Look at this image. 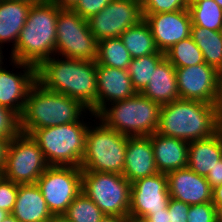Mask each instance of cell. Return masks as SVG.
Listing matches in <instances>:
<instances>
[{
	"mask_svg": "<svg viewBox=\"0 0 222 222\" xmlns=\"http://www.w3.org/2000/svg\"><path fill=\"white\" fill-rule=\"evenodd\" d=\"M55 56L37 67V82L49 91L82 102L91 110L97 104L96 61Z\"/></svg>",
	"mask_w": 222,
	"mask_h": 222,
	"instance_id": "cell-1",
	"label": "cell"
},
{
	"mask_svg": "<svg viewBox=\"0 0 222 222\" xmlns=\"http://www.w3.org/2000/svg\"><path fill=\"white\" fill-rule=\"evenodd\" d=\"M206 180L212 189L222 184V159H220L217 165L209 171Z\"/></svg>",
	"mask_w": 222,
	"mask_h": 222,
	"instance_id": "cell-38",
	"label": "cell"
},
{
	"mask_svg": "<svg viewBox=\"0 0 222 222\" xmlns=\"http://www.w3.org/2000/svg\"><path fill=\"white\" fill-rule=\"evenodd\" d=\"M50 222H71V221H68L64 216H54Z\"/></svg>",
	"mask_w": 222,
	"mask_h": 222,
	"instance_id": "cell-47",
	"label": "cell"
},
{
	"mask_svg": "<svg viewBox=\"0 0 222 222\" xmlns=\"http://www.w3.org/2000/svg\"><path fill=\"white\" fill-rule=\"evenodd\" d=\"M2 222H20L17 218H15L12 213H9Z\"/></svg>",
	"mask_w": 222,
	"mask_h": 222,
	"instance_id": "cell-46",
	"label": "cell"
},
{
	"mask_svg": "<svg viewBox=\"0 0 222 222\" xmlns=\"http://www.w3.org/2000/svg\"><path fill=\"white\" fill-rule=\"evenodd\" d=\"M120 38L132 59L160 52L155 44L147 22L142 19L138 24L128 28Z\"/></svg>",
	"mask_w": 222,
	"mask_h": 222,
	"instance_id": "cell-26",
	"label": "cell"
},
{
	"mask_svg": "<svg viewBox=\"0 0 222 222\" xmlns=\"http://www.w3.org/2000/svg\"><path fill=\"white\" fill-rule=\"evenodd\" d=\"M51 3H54L60 9H72L78 0H48Z\"/></svg>",
	"mask_w": 222,
	"mask_h": 222,
	"instance_id": "cell-42",
	"label": "cell"
},
{
	"mask_svg": "<svg viewBox=\"0 0 222 222\" xmlns=\"http://www.w3.org/2000/svg\"><path fill=\"white\" fill-rule=\"evenodd\" d=\"M131 60L120 37L98 41L96 64L127 70Z\"/></svg>",
	"mask_w": 222,
	"mask_h": 222,
	"instance_id": "cell-28",
	"label": "cell"
},
{
	"mask_svg": "<svg viewBox=\"0 0 222 222\" xmlns=\"http://www.w3.org/2000/svg\"><path fill=\"white\" fill-rule=\"evenodd\" d=\"M222 159V135L218 131L209 138L188 143V165L193 172L206 177Z\"/></svg>",
	"mask_w": 222,
	"mask_h": 222,
	"instance_id": "cell-22",
	"label": "cell"
},
{
	"mask_svg": "<svg viewBox=\"0 0 222 222\" xmlns=\"http://www.w3.org/2000/svg\"><path fill=\"white\" fill-rule=\"evenodd\" d=\"M98 41L87 20L72 9H60L56 22V56L96 61Z\"/></svg>",
	"mask_w": 222,
	"mask_h": 222,
	"instance_id": "cell-9",
	"label": "cell"
},
{
	"mask_svg": "<svg viewBox=\"0 0 222 222\" xmlns=\"http://www.w3.org/2000/svg\"><path fill=\"white\" fill-rule=\"evenodd\" d=\"M167 208L169 222H187L190 205L170 198Z\"/></svg>",
	"mask_w": 222,
	"mask_h": 222,
	"instance_id": "cell-37",
	"label": "cell"
},
{
	"mask_svg": "<svg viewBox=\"0 0 222 222\" xmlns=\"http://www.w3.org/2000/svg\"><path fill=\"white\" fill-rule=\"evenodd\" d=\"M170 198L165 173L138 179L131 183L128 216L149 218L154 212L167 209Z\"/></svg>",
	"mask_w": 222,
	"mask_h": 222,
	"instance_id": "cell-14",
	"label": "cell"
},
{
	"mask_svg": "<svg viewBox=\"0 0 222 222\" xmlns=\"http://www.w3.org/2000/svg\"><path fill=\"white\" fill-rule=\"evenodd\" d=\"M143 19L140 0H112L103 10L90 17L89 30L97 41L120 37Z\"/></svg>",
	"mask_w": 222,
	"mask_h": 222,
	"instance_id": "cell-12",
	"label": "cell"
},
{
	"mask_svg": "<svg viewBox=\"0 0 222 222\" xmlns=\"http://www.w3.org/2000/svg\"><path fill=\"white\" fill-rule=\"evenodd\" d=\"M216 111L222 112V73L219 77L218 97L215 103Z\"/></svg>",
	"mask_w": 222,
	"mask_h": 222,
	"instance_id": "cell-43",
	"label": "cell"
},
{
	"mask_svg": "<svg viewBox=\"0 0 222 222\" xmlns=\"http://www.w3.org/2000/svg\"><path fill=\"white\" fill-rule=\"evenodd\" d=\"M218 118H219V122H218V131L221 133L222 135V112H217Z\"/></svg>",
	"mask_w": 222,
	"mask_h": 222,
	"instance_id": "cell-48",
	"label": "cell"
},
{
	"mask_svg": "<svg viewBox=\"0 0 222 222\" xmlns=\"http://www.w3.org/2000/svg\"><path fill=\"white\" fill-rule=\"evenodd\" d=\"M49 167L30 135L19 133L10 143L3 177L18 184H36Z\"/></svg>",
	"mask_w": 222,
	"mask_h": 222,
	"instance_id": "cell-11",
	"label": "cell"
},
{
	"mask_svg": "<svg viewBox=\"0 0 222 222\" xmlns=\"http://www.w3.org/2000/svg\"><path fill=\"white\" fill-rule=\"evenodd\" d=\"M20 133V117L0 105V137L12 140Z\"/></svg>",
	"mask_w": 222,
	"mask_h": 222,
	"instance_id": "cell-33",
	"label": "cell"
},
{
	"mask_svg": "<svg viewBox=\"0 0 222 222\" xmlns=\"http://www.w3.org/2000/svg\"><path fill=\"white\" fill-rule=\"evenodd\" d=\"M49 211L62 216L82 191V169L74 166H49L38 178Z\"/></svg>",
	"mask_w": 222,
	"mask_h": 222,
	"instance_id": "cell-10",
	"label": "cell"
},
{
	"mask_svg": "<svg viewBox=\"0 0 222 222\" xmlns=\"http://www.w3.org/2000/svg\"><path fill=\"white\" fill-rule=\"evenodd\" d=\"M12 215L20 222H50L53 219L36 184H19Z\"/></svg>",
	"mask_w": 222,
	"mask_h": 222,
	"instance_id": "cell-21",
	"label": "cell"
},
{
	"mask_svg": "<svg viewBox=\"0 0 222 222\" xmlns=\"http://www.w3.org/2000/svg\"><path fill=\"white\" fill-rule=\"evenodd\" d=\"M62 216L71 222H100L105 214L81 191Z\"/></svg>",
	"mask_w": 222,
	"mask_h": 222,
	"instance_id": "cell-31",
	"label": "cell"
},
{
	"mask_svg": "<svg viewBox=\"0 0 222 222\" xmlns=\"http://www.w3.org/2000/svg\"><path fill=\"white\" fill-rule=\"evenodd\" d=\"M12 66L24 69L18 74L0 68V105L22 115L31 87L37 82V67L11 59Z\"/></svg>",
	"mask_w": 222,
	"mask_h": 222,
	"instance_id": "cell-15",
	"label": "cell"
},
{
	"mask_svg": "<svg viewBox=\"0 0 222 222\" xmlns=\"http://www.w3.org/2000/svg\"><path fill=\"white\" fill-rule=\"evenodd\" d=\"M150 27L155 44L160 52L165 53L173 45L191 34V16L188 9L157 13L142 14Z\"/></svg>",
	"mask_w": 222,
	"mask_h": 222,
	"instance_id": "cell-16",
	"label": "cell"
},
{
	"mask_svg": "<svg viewBox=\"0 0 222 222\" xmlns=\"http://www.w3.org/2000/svg\"><path fill=\"white\" fill-rule=\"evenodd\" d=\"M86 111H89L91 118L97 117L82 102L61 93L49 91L36 82L29 90L20 116V133L29 135L36 129L84 121Z\"/></svg>",
	"mask_w": 222,
	"mask_h": 222,
	"instance_id": "cell-2",
	"label": "cell"
},
{
	"mask_svg": "<svg viewBox=\"0 0 222 222\" xmlns=\"http://www.w3.org/2000/svg\"><path fill=\"white\" fill-rule=\"evenodd\" d=\"M142 14H157L188 9L189 0H140Z\"/></svg>",
	"mask_w": 222,
	"mask_h": 222,
	"instance_id": "cell-32",
	"label": "cell"
},
{
	"mask_svg": "<svg viewBox=\"0 0 222 222\" xmlns=\"http://www.w3.org/2000/svg\"><path fill=\"white\" fill-rule=\"evenodd\" d=\"M9 214V212L0 209V222Z\"/></svg>",
	"mask_w": 222,
	"mask_h": 222,
	"instance_id": "cell-49",
	"label": "cell"
},
{
	"mask_svg": "<svg viewBox=\"0 0 222 222\" xmlns=\"http://www.w3.org/2000/svg\"><path fill=\"white\" fill-rule=\"evenodd\" d=\"M3 177V172L0 171V179Z\"/></svg>",
	"mask_w": 222,
	"mask_h": 222,
	"instance_id": "cell-54",
	"label": "cell"
},
{
	"mask_svg": "<svg viewBox=\"0 0 222 222\" xmlns=\"http://www.w3.org/2000/svg\"><path fill=\"white\" fill-rule=\"evenodd\" d=\"M98 122L87 129L80 168L82 171L123 174L128 136L107 127L100 120Z\"/></svg>",
	"mask_w": 222,
	"mask_h": 222,
	"instance_id": "cell-7",
	"label": "cell"
},
{
	"mask_svg": "<svg viewBox=\"0 0 222 222\" xmlns=\"http://www.w3.org/2000/svg\"><path fill=\"white\" fill-rule=\"evenodd\" d=\"M10 143H11L10 139L0 137V171L1 172H3L5 169Z\"/></svg>",
	"mask_w": 222,
	"mask_h": 222,
	"instance_id": "cell-39",
	"label": "cell"
},
{
	"mask_svg": "<svg viewBox=\"0 0 222 222\" xmlns=\"http://www.w3.org/2000/svg\"><path fill=\"white\" fill-rule=\"evenodd\" d=\"M97 104L90 110L97 115L108 104L125 100L137 92L127 70L97 64Z\"/></svg>",
	"mask_w": 222,
	"mask_h": 222,
	"instance_id": "cell-17",
	"label": "cell"
},
{
	"mask_svg": "<svg viewBox=\"0 0 222 222\" xmlns=\"http://www.w3.org/2000/svg\"><path fill=\"white\" fill-rule=\"evenodd\" d=\"M160 109V104L136 93L125 100L108 104L96 115L95 120L128 137L150 136L157 132Z\"/></svg>",
	"mask_w": 222,
	"mask_h": 222,
	"instance_id": "cell-5",
	"label": "cell"
},
{
	"mask_svg": "<svg viewBox=\"0 0 222 222\" xmlns=\"http://www.w3.org/2000/svg\"><path fill=\"white\" fill-rule=\"evenodd\" d=\"M192 26L222 31V8L215 0H189Z\"/></svg>",
	"mask_w": 222,
	"mask_h": 222,
	"instance_id": "cell-27",
	"label": "cell"
},
{
	"mask_svg": "<svg viewBox=\"0 0 222 222\" xmlns=\"http://www.w3.org/2000/svg\"><path fill=\"white\" fill-rule=\"evenodd\" d=\"M212 203L215 205L218 211L222 209V184L213 189Z\"/></svg>",
	"mask_w": 222,
	"mask_h": 222,
	"instance_id": "cell-40",
	"label": "cell"
},
{
	"mask_svg": "<svg viewBox=\"0 0 222 222\" xmlns=\"http://www.w3.org/2000/svg\"><path fill=\"white\" fill-rule=\"evenodd\" d=\"M165 58V53H155L146 56L133 58L127 71L131 77L133 88L141 93L156 69L157 65Z\"/></svg>",
	"mask_w": 222,
	"mask_h": 222,
	"instance_id": "cell-29",
	"label": "cell"
},
{
	"mask_svg": "<svg viewBox=\"0 0 222 222\" xmlns=\"http://www.w3.org/2000/svg\"><path fill=\"white\" fill-rule=\"evenodd\" d=\"M112 0H78L72 8L83 19L88 20L103 10Z\"/></svg>",
	"mask_w": 222,
	"mask_h": 222,
	"instance_id": "cell-36",
	"label": "cell"
},
{
	"mask_svg": "<svg viewBox=\"0 0 222 222\" xmlns=\"http://www.w3.org/2000/svg\"><path fill=\"white\" fill-rule=\"evenodd\" d=\"M18 183L4 177L0 179V209L12 213L18 194Z\"/></svg>",
	"mask_w": 222,
	"mask_h": 222,
	"instance_id": "cell-35",
	"label": "cell"
},
{
	"mask_svg": "<svg viewBox=\"0 0 222 222\" xmlns=\"http://www.w3.org/2000/svg\"><path fill=\"white\" fill-rule=\"evenodd\" d=\"M157 173L150 136L128 137L122 175L133 183Z\"/></svg>",
	"mask_w": 222,
	"mask_h": 222,
	"instance_id": "cell-19",
	"label": "cell"
},
{
	"mask_svg": "<svg viewBox=\"0 0 222 222\" xmlns=\"http://www.w3.org/2000/svg\"><path fill=\"white\" fill-rule=\"evenodd\" d=\"M165 58L175 67L181 68L204 63L202 51L189 36L165 52Z\"/></svg>",
	"mask_w": 222,
	"mask_h": 222,
	"instance_id": "cell-30",
	"label": "cell"
},
{
	"mask_svg": "<svg viewBox=\"0 0 222 222\" xmlns=\"http://www.w3.org/2000/svg\"><path fill=\"white\" fill-rule=\"evenodd\" d=\"M84 121L33 130L29 135L38 144L49 166L80 167L85 151Z\"/></svg>",
	"mask_w": 222,
	"mask_h": 222,
	"instance_id": "cell-6",
	"label": "cell"
},
{
	"mask_svg": "<svg viewBox=\"0 0 222 222\" xmlns=\"http://www.w3.org/2000/svg\"><path fill=\"white\" fill-rule=\"evenodd\" d=\"M190 36L202 51L204 62L222 73V31L191 26Z\"/></svg>",
	"mask_w": 222,
	"mask_h": 222,
	"instance_id": "cell-25",
	"label": "cell"
},
{
	"mask_svg": "<svg viewBox=\"0 0 222 222\" xmlns=\"http://www.w3.org/2000/svg\"><path fill=\"white\" fill-rule=\"evenodd\" d=\"M158 172L169 173L188 165V141L157 132L150 135Z\"/></svg>",
	"mask_w": 222,
	"mask_h": 222,
	"instance_id": "cell-20",
	"label": "cell"
},
{
	"mask_svg": "<svg viewBox=\"0 0 222 222\" xmlns=\"http://www.w3.org/2000/svg\"><path fill=\"white\" fill-rule=\"evenodd\" d=\"M100 222H128V217L105 215Z\"/></svg>",
	"mask_w": 222,
	"mask_h": 222,
	"instance_id": "cell-44",
	"label": "cell"
},
{
	"mask_svg": "<svg viewBox=\"0 0 222 222\" xmlns=\"http://www.w3.org/2000/svg\"><path fill=\"white\" fill-rule=\"evenodd\" d=\"M58 8L48 0L33 4L10 58L38 67L56 54Z\"/></svg>",
	"mask_w": 222,
	"mask_h": 222,
	"instance_id": "cell-4",
	"label": "cell"
},
{
	"mask_svg": "<svg viewBox=\"0 0 222 222\" xmlns=\"http://www.w3.org/2000/svg\"><path fill=\"white\" fill-rule=\"evenodd\" d=\"M16 1H24V2H28L30 4H36V3H40L46 0H16Z\"/></svg>",
	"mask_w": 222,
	"mask_h": 222,
	"instance_id": "cell-50",
	"label": "cell"
},
{
	"mask_svg": "<svg viewBox=\"0 0 222 222\" xmlns=\"http://www.w3.org/2000/svg\"><path fill=\"white\" fill-rule=\"evenodd\" d=\"M215 1L222 8V0H215Z\"/></svg>",
	"mask_w": 222,
	"mask_h": 222,
	"instance_id": "cell-53",
	"label": "cell"
},
{
	"mask_svg": "<svg viewBox=\"0 0 222 222\" xmlns=\"http://www.w3.org/2000/svg\"><path fill=\"white\" fill-rule=\"evenodd\" d=\"M2 48H3V47L0 46V68L3 66V65H2V64H3L2 61H3V58H4L3 55H2V50H1Z\"/></svg>",
	"mask_w": 222,
	"mask_h": 222,
	"instance_id": "cell-51",
	"label": "cell"
},
{
	"mask_svg": "<svg viewBox=\"0 0 222 222\" xmlns=\"http://www.w3.org/2000/svg\"><path fill=\"white\" fill-rule=\"evenodd\" d=\"M218 122L215 104L179 98L161 106L157 133L190 142L217 133Z\"/></svg>",
	"mask_w": 222,
	"mask_h": 222,
	"instance_id": "cell-3",
	"label": "cell"
},
{
	"mask_svg": "<svg viewBox=\"0 0 222 222\" xmlns=\"http://www.w3.org/2000/svg\"><path fill=\"white\" fill-rule=\"evenodd\" d=\"M170 197L188 205L212 201V191L206 177L186 167L166 174Z\"/></svg>",
	"mask_w": 222,
	"mask_h": 222,
	"instance_id": "cell-18",
	"label": "cell"
},
{
	"mask_svg": "<svg viewBox=\"0 0 222 222\" xmlns=\"http://www.w3.org/2000/svg\"><path fill=\"white\" fill-rule=\"evenodd\" d=\"M82 191L105 215L128 217L131 183L122 174L82 171Z\"/></svg>",
	"mask_w": 222,
	"mask_h": 222,
	"instance_id": "cell-8",
	"label": "cell"
},
{
	"mask_svg": "<svg viewBox=\"0 0 222 222\" xmlns=\"http://www.w3.org/2000/svg\"><path fill=\"white\" fill-rule=\"evenodd\" d=\"M128 222H153V221L148 217L128 216Z\"/></svg>",
	"mask_w": 222,
	"mask_h": 222,
	"instance_id": "cell-45",
	"label": "cell"
},
{
	"mask_svg": "<svg viewBox=\"0 0 222 222\" xmlns=\"http://www.w3.org/2000/svg\"><path fill=\"white\" fill-rule=\"evenodd\" d=\"M177 88L181 99L197 100L215 104L218 97L220 72L201 63L175 68Z\"/></svg>",
	"mask_w": 222,
	"mask_h": 222,
	"instance_id": "cell-13",
	"label": "cell"
},
{
	"mask_svg": "<svg viewBox=\"0 0 222 222\" xmlns=\"http://www.w3.org/2000/svg\"><path fill=\"white\" fill-rule=\"evenodd\" d=\"M149 218L153 222H169L168 208L162 209L161 211H158V212H154Z\"/></svg>",
	"mask_w": 222,
	"mask_h": 222,
	"instance_id": "cell-41",
	"label": "cell"
},
{
	"mask_svg": "<svg viewBox=\"0 0 222 222\" xmlns=\"http://www.w3.org/2000/svg\"><path fill=\"white\" fill-rule=\"evenodd\" d=\"M218 222H222V209L219 210Z\"/></svg>",
	"mask_w": 222,
	"mask_h": 222,
	"instance_id": "cell-52",
	"label": "cell"
},
{
	"mask_svg": "<svg viewBox=\"0 0 222 222\" xmlns=\"http://www.w3.org/2000/svg\"><path fill=\"white\" fill-rule=\"evenodd\" d=\"M32 5L24 1L0 0V45L11 42L12 48L16 46Z\"/></svg>",
	"mask_w": 222,
	"mask_h": 222,
	"instance_id": "cell-24",
	"label": "cell"
},
{
	"mask_svg": "<svg viewBox=\"0 0 222 222\" xmlns=\"http://www.w3.org/2000/svg\"><path fill=\"white\" fill-rule=\"evenodd\" d=\"M141 94L161 106L180 98L175 67L166 58L157 65L151 81Z\"/></svg>",
	"mask_w": 222,
	"mask_h": 222,
	"instance_id": "cell-23",
	"label": "cell"
},
{
	"mask_svg": "<svg viewBox=\"0 0 222 222\" xmlns=\"http://www.w3.org/2000/svg\"><path fill=\"white\" fill-rule=\"evenodd\" d=\"M219 211L211 202L191 205L187 222H218Z\"/></svg>",
	"mask_w": 222,
	"mask_h": 222,
	"instance_id": "cell-34",
	"label": "cell"
}]
</instances>
